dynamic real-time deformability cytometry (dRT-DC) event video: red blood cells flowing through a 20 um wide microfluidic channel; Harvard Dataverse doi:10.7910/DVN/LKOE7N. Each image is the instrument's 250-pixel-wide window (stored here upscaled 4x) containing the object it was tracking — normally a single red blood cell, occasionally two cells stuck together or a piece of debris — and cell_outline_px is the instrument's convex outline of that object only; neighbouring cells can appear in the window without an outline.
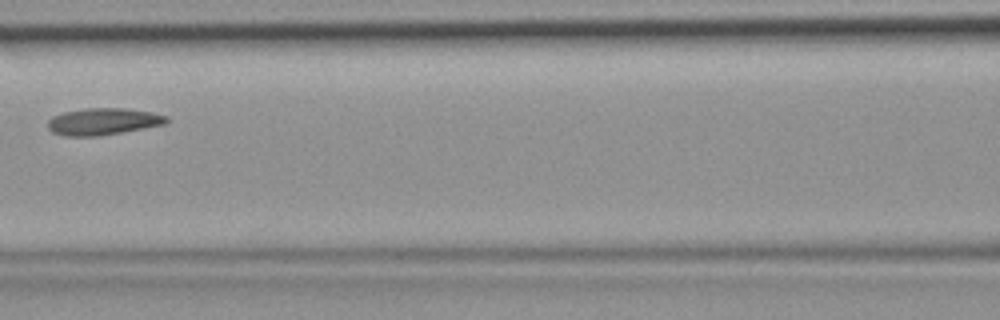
{"species": "common noctule bat (a hibernating species)", "species_latin": "Nyctalus noctula", "temperature_condition": "room temperature", "stored_images_in_passage": 5, "camera_frame_rate_fps": 3000, "um_per_image_px": 0.085, "animal": {"sex": "female", "body_mass_g": 19.9}, "frame": {"image": 1, "passage_image": 4, "time_ms": 1.0, "image_size_px": [1000, 320], "cell_outline_px": [[168, 120], [164, 124], [144, 128], [96, 136], [64, 136], [52, 132], [48, 128], [48, 120], [52, 116], [64, 112], [84, 108], [128, 108], [152, 112], [168, 116]], "centroid_in_image_um": [8.75, 10.32], "position_along_channel_um": 157.9, "area_um2": 18.55}}